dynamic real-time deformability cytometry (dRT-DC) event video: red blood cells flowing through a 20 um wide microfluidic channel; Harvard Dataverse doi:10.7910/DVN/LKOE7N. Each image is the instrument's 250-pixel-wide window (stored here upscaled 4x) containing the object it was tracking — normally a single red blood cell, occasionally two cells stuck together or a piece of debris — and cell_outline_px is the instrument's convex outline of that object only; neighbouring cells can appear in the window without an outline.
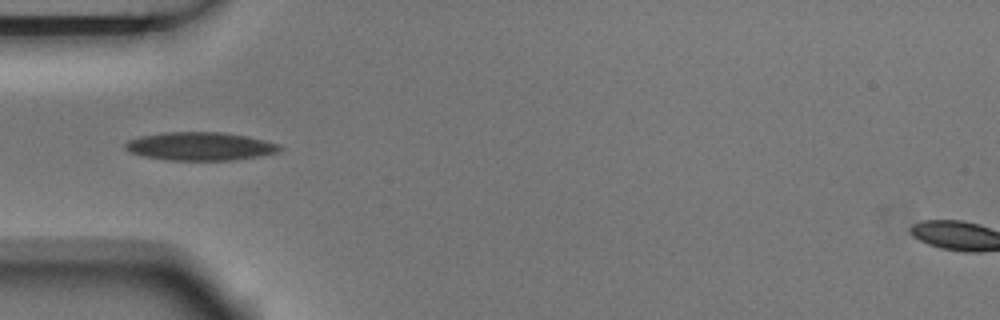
{"species": "Egyptian fruit bat (a non-hibernating species)", "species_latin": "Rousettus aegyptiacus", "temperature_condition": "room temperature", "stored_images_in_passage": 4, "camera_frame_rate_fps": 3000, "um_per_image_px": 0.085, "animal": {"sex": "male"}, "frame": {"image": 1, "passage_image": 4, "time_ms": 1.0, "image_size_px": [1000, 320], "cell_outline_px": [[284, 148], [276, 152], [260, 156], [232, 160], [168, 160], [144, 156], [128, 152], [124, 148], [124, 144], [128, 140], [140, 136], [168, 132], [220, 132], [244, 136], [264, 140], [280, 144]], "centroid_in_image_um": [16.99, 12.44], "position_along_channel_um": 68.0, "area_um2": 25.37}}